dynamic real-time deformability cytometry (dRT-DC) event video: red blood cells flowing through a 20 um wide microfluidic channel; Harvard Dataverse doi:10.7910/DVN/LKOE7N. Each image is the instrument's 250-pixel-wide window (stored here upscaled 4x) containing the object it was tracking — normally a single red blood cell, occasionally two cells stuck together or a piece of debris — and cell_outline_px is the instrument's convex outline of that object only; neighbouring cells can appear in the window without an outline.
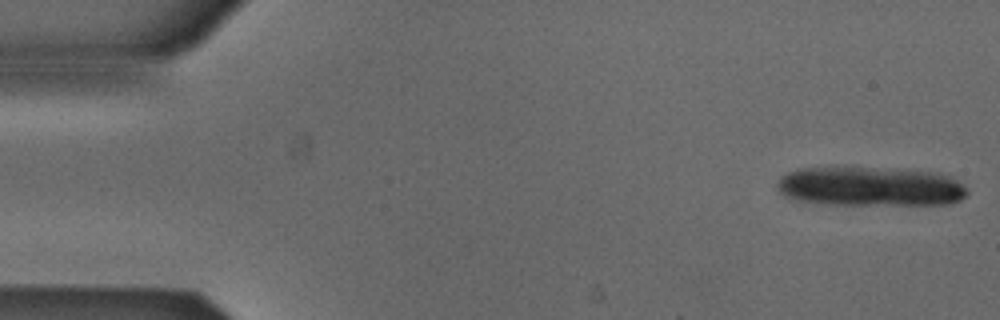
{"species": "Egyptian fruit bat (a non-hibernating species)", "species_latin": "Rousettus aegyptiacus", "temperature_condition": "cold", "stored_images_in_passage": 12, "camera_frame_rate_fps": 3000, "um_per_image_px": 0.085, "animal": {"sex": "male"}, "frame": {"image": 1, "passage_image": 1, "time_ms": 0.0, "image_size_px": [1000, 320], "cell_outline_px": [[968, 196], [960, 200], [948, 204], [828, 204], [800, 200], [784, 196], [776, 188], [776, 180], [780, 176], [796, 168], [864, 168], [936, 172], [952, 176], [968, 188]], "centroid_in_image_um": [73.98, 15.85], "position_along_channel_um": 11.0, "area_um2": 43.52}}